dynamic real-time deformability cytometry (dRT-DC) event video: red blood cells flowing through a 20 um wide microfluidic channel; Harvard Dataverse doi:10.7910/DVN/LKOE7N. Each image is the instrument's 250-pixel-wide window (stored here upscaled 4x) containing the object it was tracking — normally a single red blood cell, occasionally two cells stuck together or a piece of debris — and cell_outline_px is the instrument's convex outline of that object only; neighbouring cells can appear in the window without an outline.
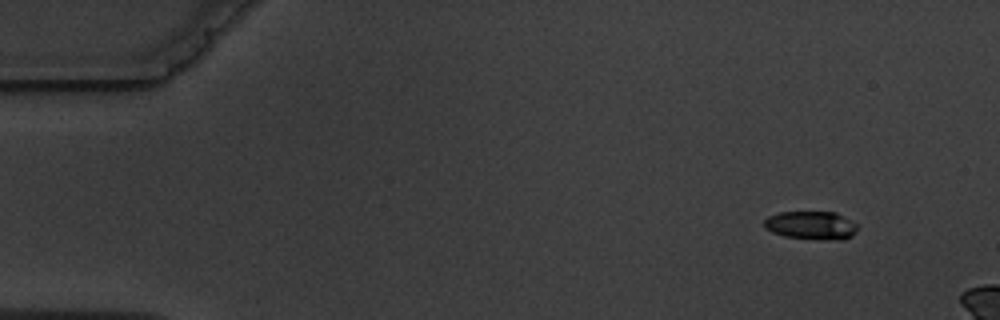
{"species": "common noctule bat (a hibernating species)", "species_latin": "Nyctalus noctula", "temperature_condition": "warm", "stored_images_in_passage": 4, "camera_frame_rate_fps": 3000, "um_per_image_px": 0.085, "animal": {"sex": "male", "body_mass_g": 19.5, "forearm_length_mm": 54.6}, "frame": {"image": 1, "passage_image": 1, "time_ms": 0.0, "image_size_px": [1000, 320], "cell_outline_px": [[856, 232], [852, 236], [844, 240], [820, 240], [784, 236], [772, 232], [764, 228], [764, 220], [768, 216], [780, 212], [836, 212], [856, 224]], "centroid_in_image_um": [68.94, 19.17], "position_along_channel_um": 16.1, "area_um2": 15.49}}